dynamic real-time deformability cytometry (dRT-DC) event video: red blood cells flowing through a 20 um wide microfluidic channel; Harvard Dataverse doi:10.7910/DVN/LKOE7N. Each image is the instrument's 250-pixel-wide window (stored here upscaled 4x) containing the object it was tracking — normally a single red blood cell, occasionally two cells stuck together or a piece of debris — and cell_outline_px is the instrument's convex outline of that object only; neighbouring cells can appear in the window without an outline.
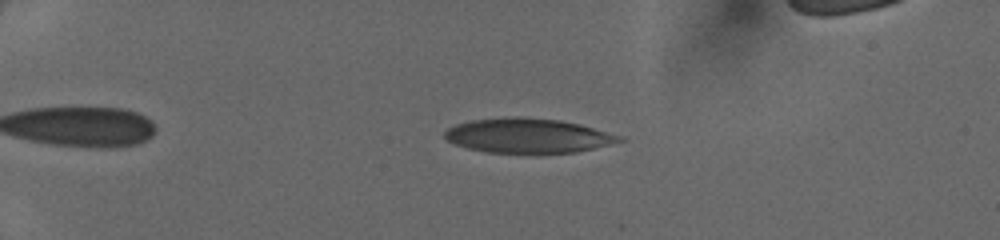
{"species": "human", "species_latin": "Homo sapiens", "temperature_condition": "cold", "stored_images_in_passage": 49, "camera_frame_rate_fps": 3000, "um_per_image_px": 0.085, "donor": {"sex": "female"}, "frame": {"image": 1, "passage_image": 13, "time_ms": 4.0, "image_size_px": [1000, 240], "cell_outline_px": [[624, 140], [576, 152], [540, 156], [536, 156], [488, 152], [468, 148], [456, 144], [448, 140], [444, 136], [444, 132], [448, 128], [456, 124], [472, 120], [516, 116], [560, 120], [580, 124], [624, 136]], "centroid_in_image_um": [44.9, 11.57], "position_along_channel_um": 40.1, "area_um2": 36.01}}
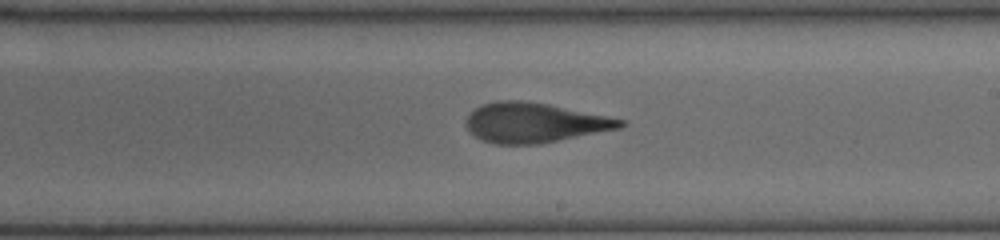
{"frame": {"image": 2, "passage_image": 32, "time_ms": 10.333, "image_size_px": [1000, 240], "cell_outline_px": [[624, 124], [620, 128], [540, 144], [496, 144], [484, 140], [476, 136], [464, 124], [464, 120], [476, 108], [484, 104], [496, 100], [520, 100], [548, 104], [624, 120]], "centroid_in_image_um": [45.39, 10.43], "position_along_channel_um": 243.6, "area_um2": 35.26}}
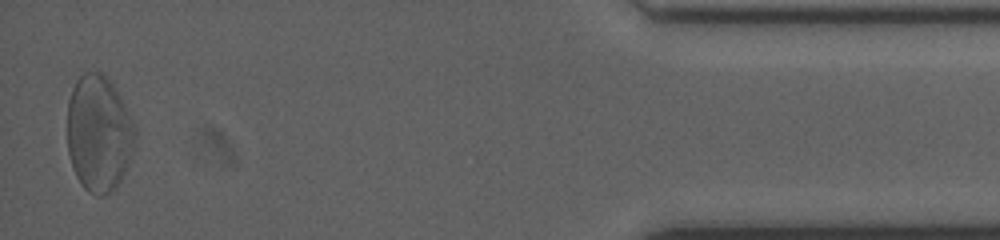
{"frame": {"image": 3, "passage_image": 49, "time_ms": 16.0, "image_size_px": [1000, 240], "cell_outline_px": [[136, 136], [124, 172], [116, 188], [112, 192], [104, 196], [96, 196], [88, 192], [84, 188], [76, 176], [68, 152], [68, 100], [72, 88], [76, 80], [84, 72], [104, 72], [120, 96], [136, 132]], "centroid_in_image_um": [8.37, 11.35], "position_along_channel_um": 426.8, "area_um2": 45.66}}